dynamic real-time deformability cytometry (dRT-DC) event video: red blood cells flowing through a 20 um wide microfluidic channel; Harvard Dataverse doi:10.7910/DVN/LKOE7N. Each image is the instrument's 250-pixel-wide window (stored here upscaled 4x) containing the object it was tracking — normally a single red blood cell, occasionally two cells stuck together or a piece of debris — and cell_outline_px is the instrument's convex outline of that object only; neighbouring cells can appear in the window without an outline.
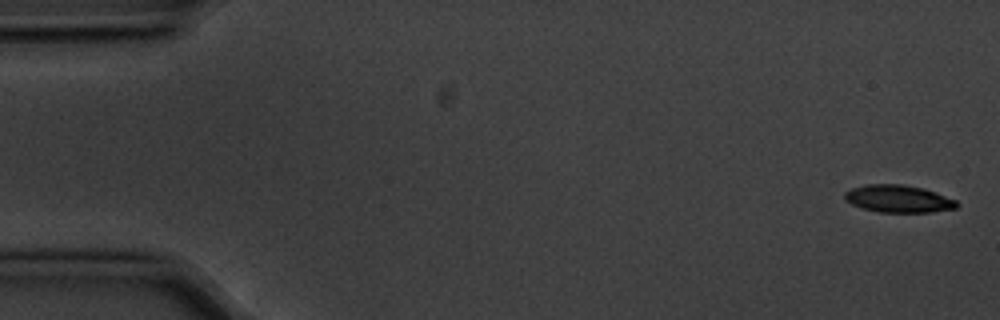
{"species": "common noctule bat (a hibernating species)", "species_latin": "Nyctalus noctula", "temperature_condition": "cold", "stored_images_in_passage": 6, "segment_of_instrument_passage": [1, 2], "camera_frame_rate_fps": 3000, "um_per_image_px": 0.085, "animal": {"sex": "male", "body_mass_g": 20.1, "forearm_length_mm": 53.5}, "frame": {"image": 1, "passage_image": 1, "time_ms": 0.0, "image_size_px": [1000, 320], "cell_outline_px": [[960, 204], [956, 208], [932, 212], [880, 212], [864, 208], [852, 204], [844, 200], [844, 192], [852, 188], [868, 184], [904, 184], [924, 188], [936, 192], [956, 200]], "centroid_in_image_um": [76.38, 16.89], "position_along_channel_um": 8.6, "area_um2": 17.98}}
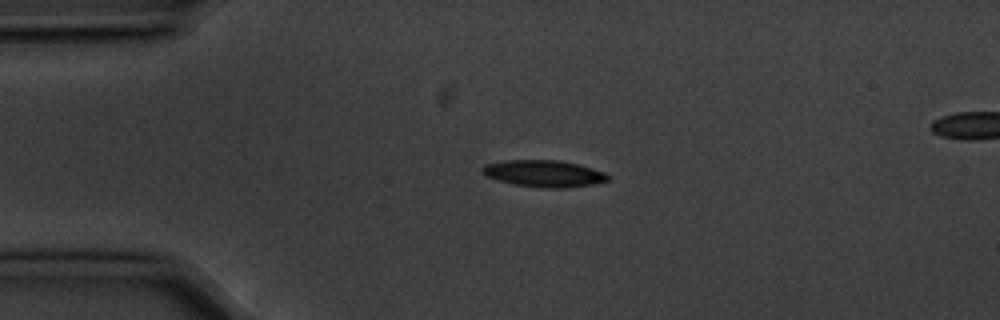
{"frame": {"image": 2, "passage_image": 4, "time_ms": 1.0, "image_size_px": [1000, 320], "cell_outline_px": [[612, 180], [596, 184], [568, 188], [544, 188], [516, 184], [500, 180], [488, 176], [480, 168], [484, 164], [508, 160], [560, 160], [576, 164], [604, 172], [612, 176]], "centroid_in_image_um": [46.32, 14.76], "position_along_channel_um": 38.7, "area_um2": 19.54}}